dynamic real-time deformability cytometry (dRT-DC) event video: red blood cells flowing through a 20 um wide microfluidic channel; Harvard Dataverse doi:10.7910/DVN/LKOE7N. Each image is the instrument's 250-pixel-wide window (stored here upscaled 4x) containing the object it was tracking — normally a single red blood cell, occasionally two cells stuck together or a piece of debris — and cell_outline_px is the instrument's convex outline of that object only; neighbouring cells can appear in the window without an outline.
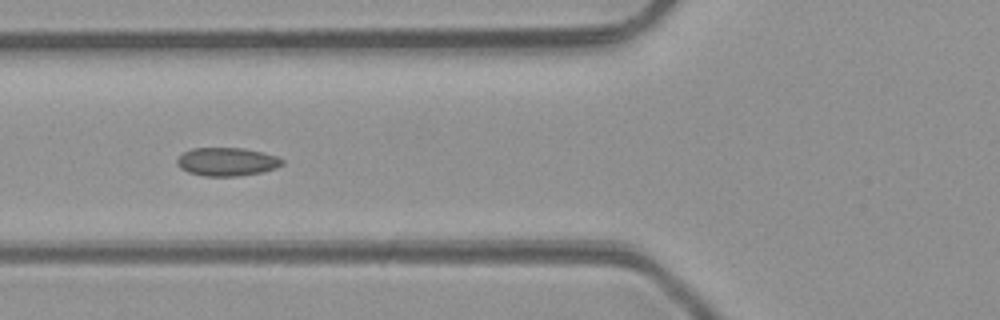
{"species": "common noctule bat (a hibernating species)", "species_latin": "Nyctalus noctula", "temperature_condition": "room temperature", "stored_images_in_passage": 5, "camera_frame_rate_fps": 3000, "um_per_image_px": 0.085, "animal": {"sex": "male", "body_mass_g": 23.1, "forearm_length_mm": 52.7}, "frame": {"image": 1, "passage_image": 5, "time_ms": 4.667, "image_size_px": [1000, 320], "cell_outline_px": [[284, 164], [276, 168], [260, 172], [236, 176], [204, 176], [188, 172], [180, 168], [176, 164], [176, 160], [184, 152], [192, 148], [244, 148], [276, 156], [284, 160]], "centroid_in_image_um": [19.27, 13.75], "position_along_channel_um": 106.5, "area_um2": 17.28}}